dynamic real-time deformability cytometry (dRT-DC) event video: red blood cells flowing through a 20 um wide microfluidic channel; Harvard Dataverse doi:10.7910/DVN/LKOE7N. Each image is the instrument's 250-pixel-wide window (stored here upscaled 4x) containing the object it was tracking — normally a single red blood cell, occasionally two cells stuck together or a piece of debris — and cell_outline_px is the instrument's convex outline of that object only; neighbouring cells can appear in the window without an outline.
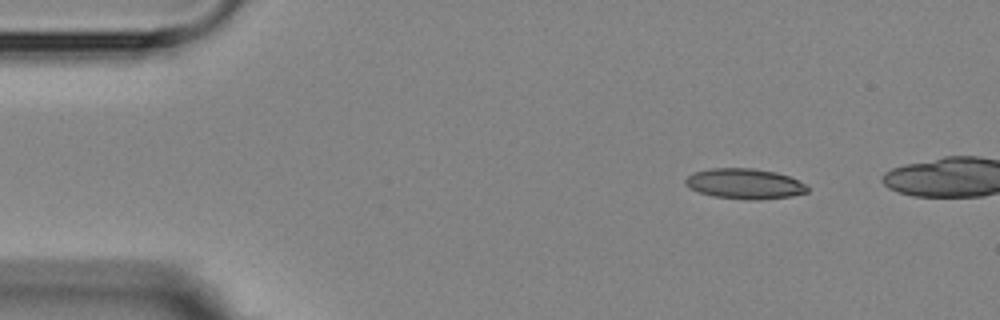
{"species": "Egyptian fruit bat (a non-hibernating species)", "species_latin": "Rousettus aegyptiacus", "temperature_condition": "room temperature", "stored_images_in_passage": 3, "camera_frame_rate_fps": 3000, "um_per_image_px": 0.085, "animal": {"sex": "female"}, "frame": {"image": 1, "passage_image": 1, "time_ms": 0.0, "image_size_px": [1000, 320], "cell_outline_px": [[808, 192], [792, 196], [756, 200], [712, 196], [700, 192], [684, 184], [684, 180], [692, 172], [708, 168], [752, 168], [776, 172], [792, 176], [804, 184], [808, 188]], "centroid_in_image_um": [63.3, 15.6], "position_along_channel_um": 21.7, "area_um2": 21.62}}